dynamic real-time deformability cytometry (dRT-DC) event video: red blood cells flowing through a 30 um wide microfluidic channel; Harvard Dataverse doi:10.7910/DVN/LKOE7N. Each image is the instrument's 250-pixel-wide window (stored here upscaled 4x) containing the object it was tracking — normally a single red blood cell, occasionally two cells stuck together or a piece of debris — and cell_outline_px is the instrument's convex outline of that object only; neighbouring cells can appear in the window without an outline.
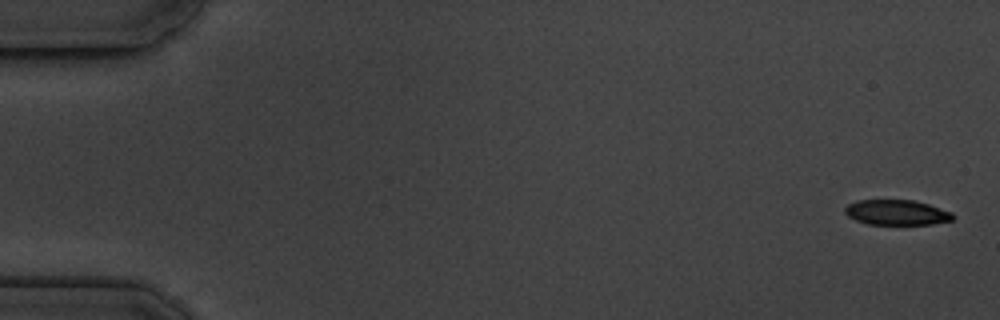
{"species": "common noctule bat (a hibernating species)", "species_latin": "Nyctalus noctula", "temperature_condition": "cold", "stored_images_in_passage": 6, "camera_frame_rate_fps": 3000, "um_per_image_px": 0.085, "animal": {"sex": "male", "body_mass_g": 19.5, "forearm_length_mm": 54.6}, "frame": {"image": 1, "passage_image": 1, "time_ms": 0.0, "image_size_px": [1000, 320], "cell_outline_px": [[956, 216], [952, 220], [932, 224], [868, 224], [856, 220], [848, 216], [844, 212], [844, 208], [848, 204], [856, 200], [916, 200], [952, 212]], "centroid_in_image_um": [76.22, 18.05], "position_along_channel_um": 8.8, "area_um2": 15.9}}